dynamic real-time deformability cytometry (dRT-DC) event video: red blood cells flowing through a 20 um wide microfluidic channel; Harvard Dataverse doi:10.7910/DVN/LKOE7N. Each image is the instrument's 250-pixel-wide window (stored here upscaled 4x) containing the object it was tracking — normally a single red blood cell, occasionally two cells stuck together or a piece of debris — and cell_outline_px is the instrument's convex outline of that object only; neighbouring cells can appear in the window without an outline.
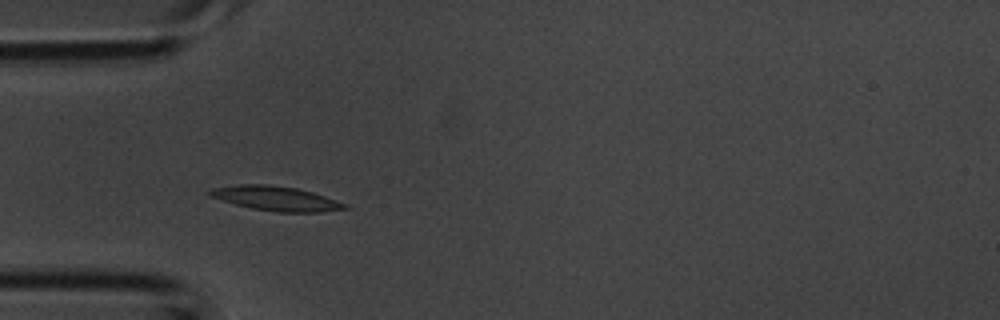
{"species": "common noctule bat (a hibernating species)", "species_latin": "Nyctalus noctula", "temperature_condition": "room temperature", "stored_images_in_passage": 24, "camera_frame_rate_fps": 3000, "um_per_image_px": 0.085, "animal": {"sex": "male", "body_mass_g": 20.1, "forearm_length_mm": 53.5}, "frame": {"image": 1, "passage_image": 4, "time_ms": 1.0, "image_size_px": [1000, 320], "cell_outline_px": [[352, 208], [320, 212], [280, 212], [252, 208], [236, 204], [208, 196], [208, 192], [212, 188], [240, 184], [268, 184], [296, 188], [312, 192], [348, 204]], "centroid_in_image_um": [23.49, 16.87], "position_along_channel_um": 61.5, "area_um2": 19.19}}
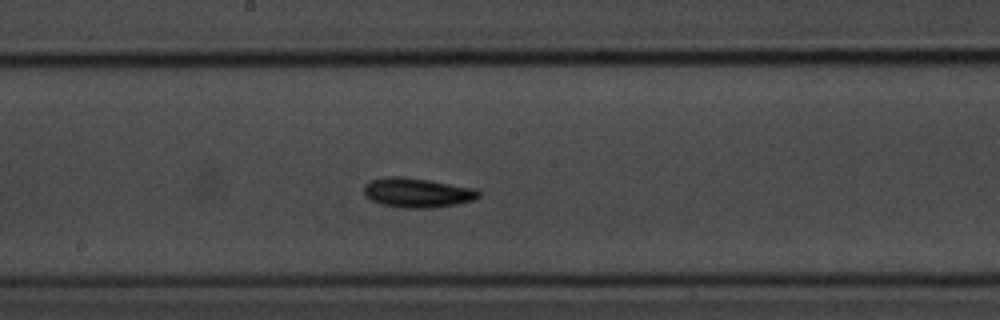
{"frame": {"image": 2, "passage_image": 13, "time_ms": 4.0, "image_size_px": [1000, 320], "cell_outline_px": [[480, 196], [472, 200], [456, 204], [432, 208], [400, 208], [380, 204], [364, 196], [364, 184], [372, 180], [392, 176], [400, 176], [428, 180], [476, 188], [480, 192]], "centroid_in_image_um": [35.45, 16.39], "position_along_channel_um": 212.7, "area_um2": 19.77}}
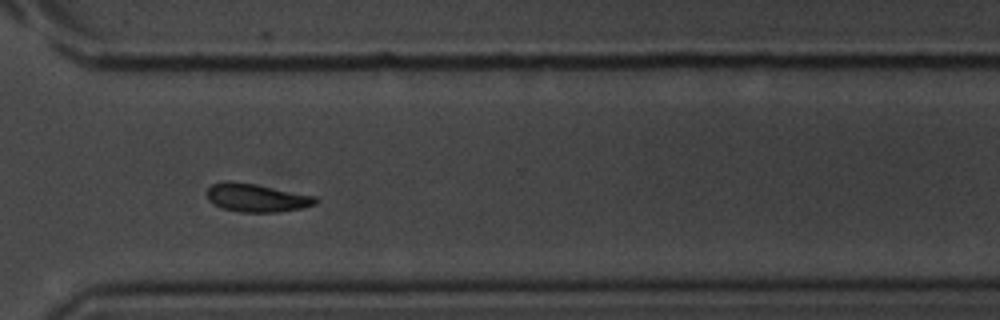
{"frame": {"image": 3, "passage_image": 21, "time_ms": 6.667, "image_size_px": [1000, 320], "cell_outline_px": [[320, 200], [316, 204], [304, 208], [276, 212], [244, 212], [224, 208], [208, 200], [204, 192], [212, 184], [228, 180], [252, 184], [316, 196]], "centroid_in_image_um": [21.82, 16.81], "position_along_channel_um": 348.8, "area_um2": 17.74}}